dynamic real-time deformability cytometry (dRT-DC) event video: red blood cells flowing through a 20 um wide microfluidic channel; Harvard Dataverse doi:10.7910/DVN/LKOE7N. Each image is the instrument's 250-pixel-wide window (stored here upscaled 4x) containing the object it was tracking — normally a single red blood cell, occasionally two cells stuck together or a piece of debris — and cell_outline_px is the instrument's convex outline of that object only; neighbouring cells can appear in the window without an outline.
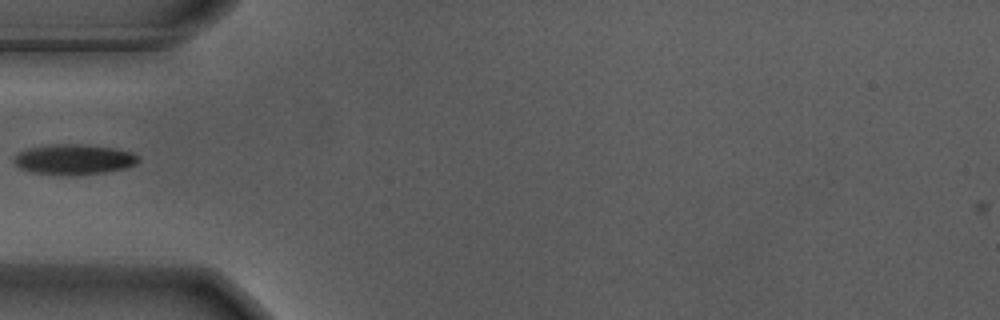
{"species": "Egyptian fruit bat (a non-hibernating species)", "species_latin": "Rousettus aegyptiacus", "temperature_condition": "warm", "stored_images_in_passage": 19, "camera_frame_rate_fps": 3000, "um_per_image_px": 0.085, "animal": {"sex": "male"}, "frame": {"image": 1, "passage_image": 1, "time_ms": 0.0, "image_size_px": [1000, 320], "cell_outline_px": [[140, 160], [136, 164], [124, 168], [104, 172], [72, 176], [32, 172], [20, 168], [12, 160], [20, 152], [28, 148], [52, 144], [76, 144], [112, 148], [132, 152], [140, 156]], "centroid_in_image_um": [6.3, 13.56], "position_along_channel_um": 78.7, "area_um2": 21.85}}
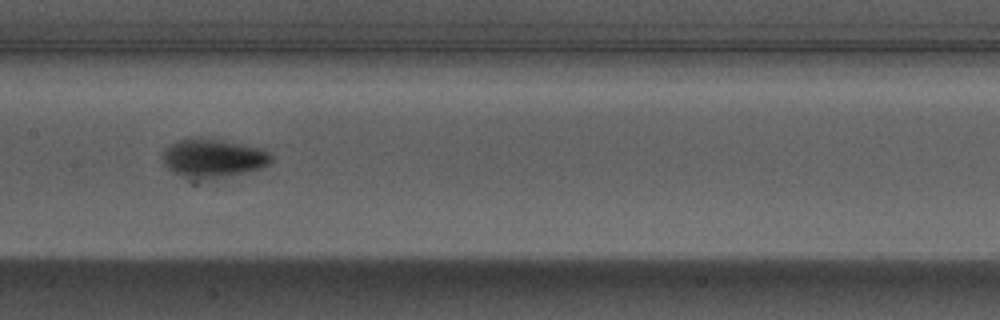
{"frame": {"image": 2, "passage_image": 10, "time_ms": 3.0, "image_size_px": [1000, 320], "cell_outline_px": [[272, 160], [268, 164], [260, 168], [212, 180], [192, 184], [172, 172], [164, 164], [164, 148], [176, 140], [212, 140], [240, 144], [260, 148], [268, 152], [272, 156]], "centroid_in_image_um": [18.04, 13.55], "position_along_channel_um": 189.4, "area_um2": 24.51}}
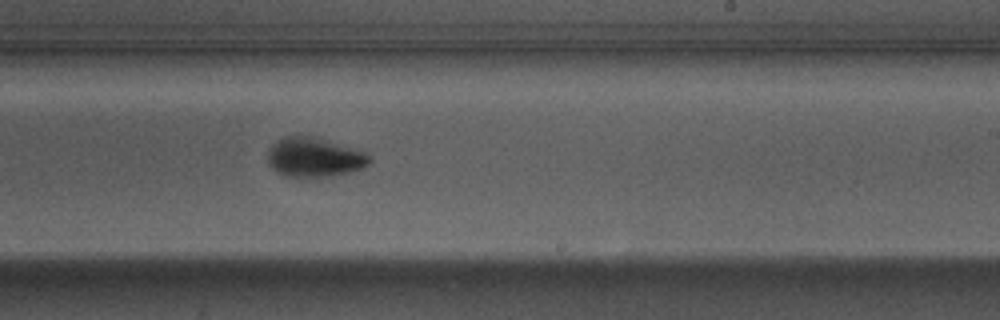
{"frame": {"image": 3, "passage_image": 16, "time_ms": 5.0, "image_size_px": [1000, 320], "cell_outline_px": [[372, 160], [368, 164], [360, 168], [348, 172], [332, 176], [284, 176], [276, 172], [268, 164], [268, 148], [276, 140], [284, 136], [316, 136], [364, 152]], "centroid_in_image_um": [26.66, 13.35], "position_along_channel_um": 262.3, "area_um2": 23.24}}